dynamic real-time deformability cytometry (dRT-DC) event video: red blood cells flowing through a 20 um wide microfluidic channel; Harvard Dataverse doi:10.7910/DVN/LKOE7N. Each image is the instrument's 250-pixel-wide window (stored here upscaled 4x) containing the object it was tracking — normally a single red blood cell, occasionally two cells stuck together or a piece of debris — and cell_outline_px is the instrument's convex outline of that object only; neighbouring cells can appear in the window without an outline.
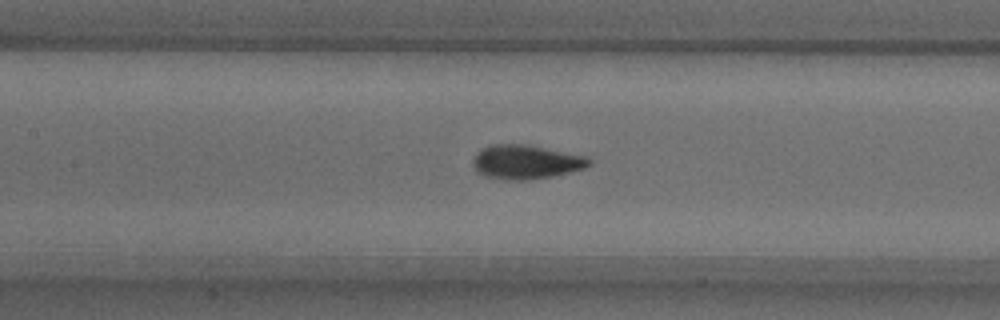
{"species": "common noctule bat (a hibernating species)", "species_latin": "Nyctalus noctula", "temperature_condition": "warm", "stored_images_in_passage": 36, "camera_frame_rate_fps": 3000, "um_per_image_px": 0.085, "animal": {"sex": "male", "body_mass_g": 18.8}, "frame": {"image": 1, "passage_image": 16, "time_ms": 5.0, "image_size_px": [1000, 320], "cell_outline_px": [[592, 164], [584, 168], [552, 176], [528, 180], [508, 180], [484, 176], [476, 172], [472, 164], [472, 160], [476, 152], [480, 148], [492, 144], [528, 144], [588, 156], [592, 160]], "centroid_in_image_um": [44.68, 13.75], "position_along_channel_um": 162.7, "area_um2": 23.47}, "authors_computed_cell_mechanics": {"area_um2": 22.2241, "velocity_mm_per_s": 3.8286, "shape_relaxation_time_tau1_ms": 3.0274, "shape_relaxation_time_tau2_ms": 0.7489, "deformation_change_tau1": 0.1573, "deformation_change_tau2": 0.0393}}